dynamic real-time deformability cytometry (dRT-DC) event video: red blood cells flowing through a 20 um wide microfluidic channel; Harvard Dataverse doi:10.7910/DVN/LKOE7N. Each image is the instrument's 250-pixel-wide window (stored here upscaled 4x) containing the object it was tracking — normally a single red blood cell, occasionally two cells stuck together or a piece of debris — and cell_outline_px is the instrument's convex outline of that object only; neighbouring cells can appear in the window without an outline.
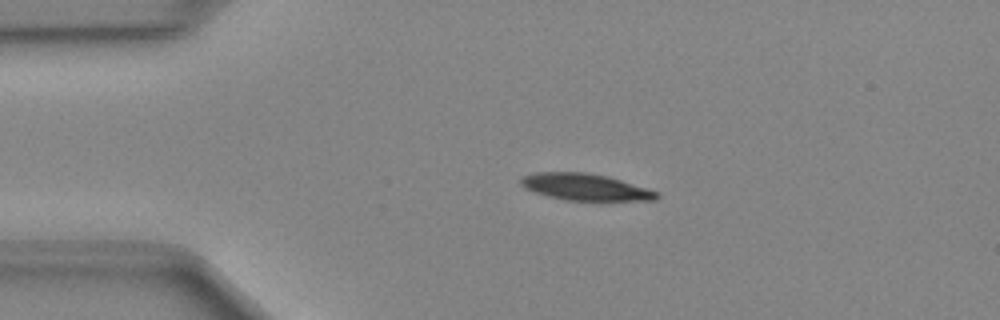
{"species": "Egyptian fruit bat (a non-hibernating species)", "species_latin": "Rousettus aegyptiacus", "temperature_condition": "cold", "stored_images_in_passage": 40, "camera_frame_rate_fps": 3000, "um_per_image_px": 0.085, "animal": {"sex": "female"}, "frame": {"image": 1, "passage_image": 1, "time_ms": 0.0, "image_size_px": [1000, 320], "cell_outline_px": [[660, 196], [656, 200], [564, 200], [548, 196], [524, 188], [520, 184], [520, 176], [536, 172], [584, 172], [604, 176], [620, 180], [648, 188], [660, 192]], "centroid_in_image_um": [49.73, 15.89], "position_along_channel_um": 35.3, "area_um2": 21.04}}
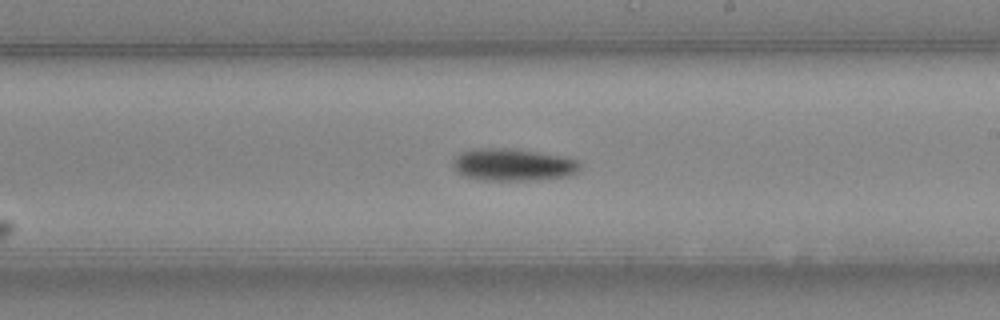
{"frame": {"image": 2, "passage_image": 19, "time_ms": 6.0, "image_size_px": [1000, 320], "cell_outline_px": [[580, 168], [576, 172], [568, 176], [536, 180], [484, 180], [464, 176], [456, 172], [452, 168], [452, 160], [460, 152], [476, 148], [516, 148], [576, 160], [580, 164]], "centroid_in_image_um": [43.52, 14.0], "position_along_channel_um": 245.5, "area_um2": 23.87}}
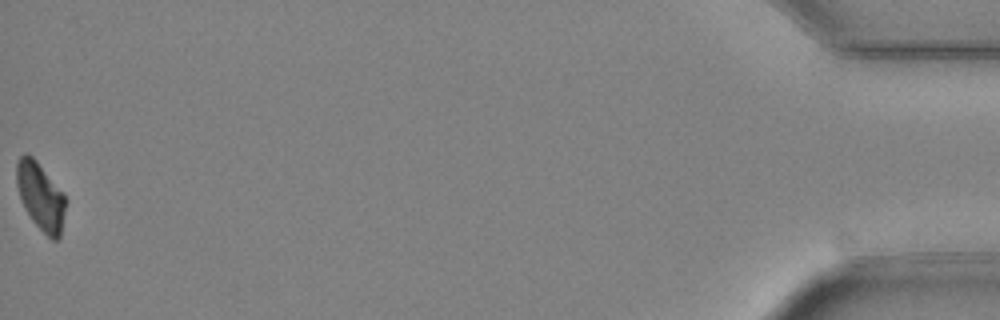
{"frame": {"image": 3, "passage_image": 40, "time_ms": 13.0, "image_size_px": [1000, 320], "cell_outline_px": [[68, 200], [60, 236], [56, 240], [52, 240], [32, 220], [20, 196], [16, 184], [16, 160], [24, 152], [32, 156], [36, 160], [64, 192]], "centroid_in_image_um": [3.48, 16.65], "position_along_channel_um": 431.7, "area_um2": 19.42}}